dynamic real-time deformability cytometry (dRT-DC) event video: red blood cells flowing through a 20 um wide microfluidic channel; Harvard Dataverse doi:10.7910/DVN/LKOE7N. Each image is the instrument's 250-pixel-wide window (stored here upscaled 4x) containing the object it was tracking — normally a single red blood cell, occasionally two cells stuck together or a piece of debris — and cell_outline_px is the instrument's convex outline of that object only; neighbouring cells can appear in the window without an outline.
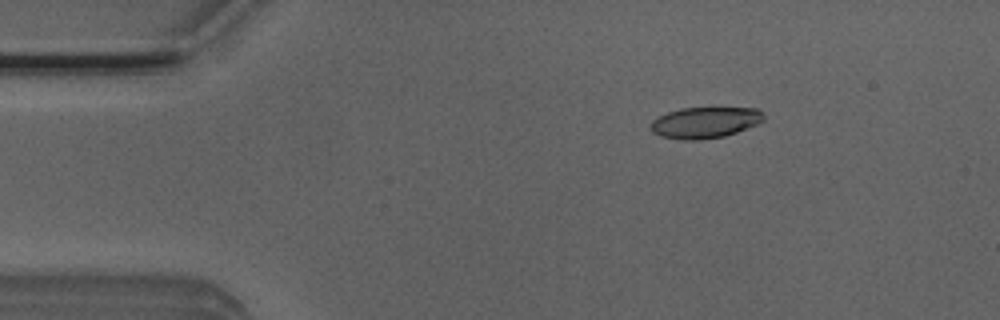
{"species": "Egyptian fruit bat (a non-hibernating species)", "species_latin": "Rousettus aegyptiacus", "temperature_condition": "room temperature", "stored_images_in_passage": 3, "camera_frame_rate_fps": 3000, "um_per_image_px": 0.085, "animal": {"sex": "male"}, "frame": {"image": 1, "passage_image": 1, "time_ms": 0.0, "image_size_px": [1000, 320], "cell_outline_px": [[764, 120], [756, 124], [736, 132], [724, 136], [700, 140], [684, 140], [660, 136], [652, 132], [652, 120], [668, 112], [680, 108], [756, 108], [764, 116]], "centroid_in_image_um": [59.91, 10.42], "position_along_channel_um": 25.1, "area_um2": 20.23}}
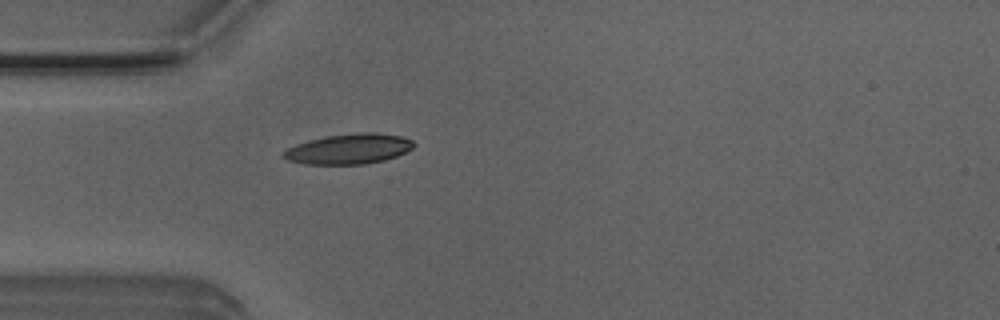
{"frame": {"image": 2, "passage_image": 3, "time_ms": 0.667, "image_size_px": [1000, 320], "cell_outline_px": [[416, 144], [412, 148], [396, 156], [384, 160], [364, 164], [304, 164], [288, 160], [280, 156], [288, 148], [296, 144], [308, 140], [324, 136], [356, 132], [376, 132], [400, 136], [412, 140]], "centroid_in_image_um": [29.64, 12.65], "position_along_channel_um": 55.4, "area_um2": 23.0}}